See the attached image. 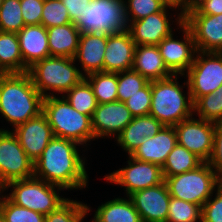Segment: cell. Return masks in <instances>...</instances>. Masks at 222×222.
Masks as SVG:
<instances>
[{
  "label": "cell",
  "instance_id": "6da1fadb",
  "mask_svg": "<svg viewBox=\"0 0 222 222\" xmlns=\"http://www.w3.org/2000/svg\"><path fill=\"white\" fill-rule=\"evenodd\" d=\"M77 146L80 144L73 140L53 137L35 161L33 177L68 191L85 189L89 182L87 160Z\"/></svg>",
  "mask_w": 222,
  "mask_h": 222
},
{
  "label": "cell",
  "instance_id": "7a4b0ae2",
  "mask_svg": "<svg viewBox=\"0 0 222 222\" xmlns=\"http://www.w3.org/2000/svg\"><path fill=\"white\" fill-rule=\"evenodd\" d=\"M43 98L27 72L0 77V114L13 129L43 111Z\"/></svg>",
  "mask_w": 222,
  "mask_h": 222
},
{
  "label": "cell",
  "instance_id": "3957f363",
  "mask_svg": "<svg viewBox=\"0 0 222 222\" xmlns=\"http://www.w3.org/2000/svg\"><path fill=\"white\" fill-rule=\"evenodd\" d=\"M179 74L151 81V109L149 115L164 126H175L182 120L194 116L193 101L187 80L183 85L177 81ZM183 86H187V95Z\"/></svg>",
  "mask_w": 222,
  "mask_h": 222
},
{
  "label": "cell",
  "instance_id": "277c9868",
  "mask_svg": "<svg viewBox=\"0 0 222 222\" xmlns=\"http://www.w3.org/2000/svg\"><path fill=\"white\" fill-rule=\"evenodd\" d=\"M61 97L43 98L42 112L47 116L54 137L73 140L81 146L88 145L90 141L95 140L91 117L81 114L63 95Z\"/></svg>",
  "mask_w": 222,
  "mask_h": 222
},
{
  "label": "cell",
  "instance_id": "5b68a950",
  "mask_svg": "<svg viewBox=\"0 0 222 222\" xmlns=\"http://www.w3.org/2000/svg\"><path fill=\"white\" fill-rule=\"evenodd\" d=\"M74 64L73 58L50 56L34 63L27 73L43 97L55 96L57 93V96L59 93L62 96L84 78L82 70Z\"/></svg>",
  "mask_w": 222,
  "mask_h": 222
},
{
  "label": "cell",
  "instance_id": "8992f818",
  "mask_svg": "<svg viewBox=\"0 0 222 222\" xmlns=\"http://www.w3.org/2000/svg\"><path fill=\"white\" fill-rule=\"evenodd\" d=\"M8 189L11 192L5 196L12 203L43 215L57 210L68 200V198L60 196L59 192L64 189L35 177L11 181L0 191L3 193Z\"/></svg>",
  "mask_w": 222,
  "mask_h": 222
},
{
  "label": "cell",
  "instance_id": "52a82bcc",
  "mask_svg": "<svg viewBox=\"0 0 222 222\" xmlns=\"http://www.w3.org/2000/svg\"><path fill=\"white\" fill-rule=\"evenodd\" d=\"M164 181L171 197L199 206H203L222 183L208 162H203L194 170L166 177Z\"/></svg>",
  "mask_w": 222,
  "mask_h": 222
},
{
  "label": "cell",
  "instance_id": "ba28073f",
  "mask_svg": "<svg viewBox=\"0 0 222 222\" xmlns=\"http://www.w3.org/2000/svg\"><path fill=\"white\" fill-rule=\"evenodd\" d=\"M75 25L81 34L109 35L126 31L124 0H92Z\"/></svg>",
  "mask_w": 222,
  "mask_h": 222
},
{
  "label": "cell",
  "instance_id": "9c48e42d",
  "mask_svg": "<svg viewBox=\"0 0 222 222\" xmlns=\"http://www.w3.org/2000/svg\"><path fill=\"white\" fill-rule=\"evenodd\" d=\"M193 103L215 92L222 85V53L197 51L194 62L185 73Z\"/></svg>",
  "mask_w": 222,
  "mask_h": 222
},
{
  "label": "cell",
  "instance_id": "30bf717a",
  "mask_svg": "<svg viewBox=\"0 0 222 222\" xmlns=\"http://www.w3.org/2000/svg\"><path fill=\"white\" fill-rule=\"evenodd\" d=\"M34 163L27 156L17 137L10 130L0 131V190L14 180L29 179Z\"/></svg>",
  "mask_w": 222,
  "mask_h": 222
},
{
  "label": "cell",
  "instance_id": "8fae6325",
  "mask_svg": "<svg viewBox=\"0 0 222 222\" xmlns=\"http://www.w3.org/2000/svg\"><path fill=\"white\" fill-rule=\"evenodd\" d=\"M176 25L183 33V40L174 39V32L165 37L158 45L165 65L173 74L185 75L194 62L197 49L190 28L183 22V12L177 13Z\"/></svg>",
  "mask_w": 222,
  "mask_h": 222
},
{
  "label": "cell",
  "instance_id": "7c38bea8",
  "mask_svg": "<svg viewBox=\"0 0 222 222\" xmlns=\"http://www.w3.org/2000/svg\"><path fill=\"white\" fill-rule=\"evenodd\" d=\"M128 165L114 170L104 177L108 183L124 187L126 197L132 193L156 186L164 181L162 168L159 165L139 161L128 155Z\"/></svg>",
  "mask_w": 222,
  "mask_h": 222
},
{
  "label": "cell",
  "instance_id": "4fadbf2b",
  "mask_svg": "<svg viewBox=\"0 0 222 222\" xmlns=\"http://www.w3.org/2000/svg\"><path fill=\"white\" fill-rule=\"evenodd\" d=\"M177 143L208 162L213 152L215 123L191 116L174 126Z\"/></svg>",
  "mask_w": 222,
  "mask_h": 222
},
{
  "label": "cell",
  "instance_id": "5bb4252c",
  "mask_svg": "<svg viewBox=\"0 0 222 222\" xmlns=\"http://www.w3.org/2000/svg\"><path fill=\"white\" fill-rule=\"evenodd\" d=\"M169 7V8H168ZM176 9L183 12V7L180 4H168L161 12L150 14L149 16L137 21H132L128 25L133 41L138 45H158L165 37H168L173 32V22L167 13L169 10ZM174 9V10H173ZM169 16V17H168Z\"/></svg>",
  "mask_w": 222,
  "mask_h": 222
},
{
  "label": "cell",
  "instance_id": "9a60e30c",
  "mask_svg": "<svg viewBox=\"0 0 222 222\" xmlns=\"http://www.w3.org/2000/svg\"><path fill=\"white\" fill-rule=\"evenodd\" d=\"M183 22L192 31L197 51L222 53V14H183Z\"/></svg>",
  "mask_w": 222,
  "mask_h": 222
},
{
  "label": "cell",
  "instance_id": "2e32d148",
  "mask_svg": "<svg viewBox=\"0 0 222 222\" xmlns=\"http://www.w3.org/2000/svg\"><path fill=\"white\" fill-rule=\"evenodd\" d=\"M129 198L138 211L142 222H166L168 217L169 194L165 181L132 193Z\"/></svg>",
  "mask_w": 222,
  "mask_h": 222
},
{
  "label": "cell",
  "instance_id": "e0dca14e",
  "mask_svg": "<svg viewBox=\"0 0 222 222\" xmlns=\"http://www.w3.org/2000/svg\"><path fill=\"white\" fill-rule=\"evenodd\" d=\"M11 131L17 137L19 144L33 163L40 157L43 150L54 137L47 116L43 112L18 125Z\"/></svg>",
  "mask_w": 222,
  "mask_h": 222
},
{
  "label": "cell",
  "instance_id": "ac0fdd59",
  "mask_svg": "<svg viewBox=\"0 0 222 222\" xmlns=\"http://www.w3.org/2000/svg\"><path fill=\"white\" fill-rule=\"evenodd\" d=\"M133 118L124 102L98 104L91 118L95 139L117 137Z\"/></svg>",
  "mask_w": 222,
  "mask_h": 222
},
{
  "label": "cell",
  "instance_id": "d6986e66",
  "mask_svg": "<svg viewBox=\"0 0 222 222\" xmlns=\"http://www.w3.org/2000/svg\"><path fill=\"white\" fill-rule=\"evenodd\" d=\"M136 43L128 30L107 34L104 72L118 73L132 69Z\"/></svg>",
  "mask_w": 222,
  "mask_h": 222
},
{
  "label": "cell",
  "instance_id": "ffe728a7",
  "mask_svg": "<svg viewBox=\"0 0 222 222\" xmlns=\"http://www.w3.org/2000/svg\"><path fill=\"white\" fill-rule=\"evenodd\" d=\"M177 144V134L173 126H163L152 137L145 138L144 142L130 155L133 158L150 162L163 167L167 156Z\"/></svg>",
  "mask_w": 222,
  "mask_h": 222
},
{
  "label": "cell",
  "instance_id": "44dd1931",
  "mask_svg": "<svg viewBox=\"0 0 222 222\" xmlns=\"http://www.w3.org/2000/svg\"><path fill=\"white\" fill-rule=\"evenodd\" d=\"M107 45V34L82 33L74 56L75 62L80 63L86 77L96 72H104V54Z\"/></svg>",
  "mask_w": 222,
  "mask_h": 222
},
{
  "label": "cell",
  "instance_id": "7402d4cb",
  "mask_svg": "<svg viewBox=\"0 0 222 222\" xmlns=\"http://www.w3.org/2000/svg\"><path fill=\"white\" fill-rule=\"evenodd\" d=\"M24 62V73L34 63L50 57L47 29L42 25H26L17 32Z\"/></svg>",
  "mask_w": 222,
  "mask_h": 222
},
{
  "label": "cell",
  "instance_id": "603a6c76",
  "mask_svg": "<svg viewBox=\"0 0 222 222\" xmlns=\"http://www.w3.org/2000/svg\"><path fill=\"white\" fill-rule=\"evenodd\" d=\"M164 125L152 115L134 117L115 137L117 145L131 155L145 140L157 134Z\"/></svg>",
  "mask_w": 222,
  "mask_h": 222
},
{
  "label": "cell",
  "instance_id": "cb8c5ba5",
  "mask_svg": "<svg viewBox=\"0 0 222 222\" xmlns=\"http://www.w3.org/2000/svg\"><path fill=\"white\" fill-rule=\"evenodd\" d=\"M132 69L148 81L160 80L173 75L165 65L156 45L136 46Z\"/></svg>",
  "mask_w": 222,
  "mask_h": 222
},
{
  "label": "cell",
  "instance_id": "d4e9b609",
  "mask_svg": "<svg viewBox=\"0 0 222 222\" xmlns=\"http://www.w3.org/2000/svg\"><path fill=\"white\" fill-rule=\"evenodd\" d=\"M46 29L50 56L74 58L81 35L75 23Z\"/></svg>",
  "mask_w": 222,
  "mask_h": 222
},
{
  "label": "cell",
  "instance_id": "484cf974",
  "mask_svg": "<svg viewBox=\"0 0 222 222\" xmlns=\"http://www.w3.org/2000/svg\"><path fill=\"white\" fill-rule=\"evenodd\" d=\"M127 198L117 197L102 203L94 217L100 222H142L133 202Z\"/></svg>",
  "mask_w": 222,
  "mask_h": 222
},
{
  "label": "cell",
  "instance_id": "4316f807",
  "mask_svg": "<svg viewBox=\"0 0 222 222\" xmlns=\"http://www.w3.org/2000/svg\"><path fill=\"white\" fill-rule=\"evenodd\" d=\"M0 69L5 73H24V62L17 33L0 31Z\"/></svg>",
  "mask_w": 222,
  "mask_h": 222
},
{
  "label": "cell",
  "instance_id": "83f0119b",
  "mask_svg": "<svg viewBox=\"0 0 222 222\" xmlns=\"http://www.w3.org/2000/svg\"><path fill=\"white\" fill-rule=\"evenodd\" d=\"M203 161L180 144H176L162 167L163 178L176 176L200 166Z\"/></svg>",
  "mask_w": 222,
  "mask_h": 222
},
{
  "label": "cell",
  "instance_id": "f1b7e54d",
  "mask_svg": "<svg viewBox=\"0 0 222 222\" xmlns=\"http://www.w3.org/2000/svg\"><path fill=\"white\" fill-rule=\"evenodd\" d=\"M84 78L89 82L98 104L118 101L117 73L96 72Z\"/></svg>",
  "mask_w": 222,
  "mask_h": 222
},
{
  "label": "cell",
  "instance_id": "f546056e",
  "mask_svg": "<svg viewBox=\"0 0 222 222\" xmlns=\"http://www.w3.org/2000/svg\"><path fill=\"white\" fill-rule=\"evenodd\" d=\"M63 96L75 110L92 118L98 103L89 82L85 78Z\"/></svg>",
  "mask_w": 222,
  "mask_h": 222
},
{
  "label": "cell",
  "instance_id": "4dcf8cb0",
  "mask_svg": "<svg viewBox=\"0 0 222 222\" xmlns=\"http://www.w3.org/2000/svg\"><path fill=\"white\" fill-rule=\"evenodd\" d=\"M91 207L77 200H67L57 210L45 215V222H82Z\"/></svg>",
  "mask_w": 222,
  "mask_h": 222
},
{
  "label": "cell",
  "instance_id": "1f68e13d",
  "mask_svg": "<svg viewBox=\"0 0 222 222\" xmlns=\"http://www.w3.org/2000/svg\"><path fill=\"white\" fill-rule=\"evenodd\" d=\"M0 191V215L5 222H45V215L12 203Z\"/></svg>",
  "mask_w": 222,
  "mask_h": 222
},
{
  "label": "cell",
  "instance_id": "d6a6232c",
  "mask_svg": "<svg viewBox=\"0 0 222 222\" xmlns=\"http://www.w3.org/2000/svg\"><path fill=\"white\" fill-rule=\"evenodd\" d=\"M166 222H202V206L171 197Z\"/></svg>",
  "mask_w": 222,
  "mask_h": 222
},
{
  "label": "cell",
  "instance_id": "836d02e7",
  "mask_svg": "<svg viewBox=\"0 0 222 222\" xmlns=\"http://www.w3.org/2000/svg\"><path fill=\"white\" fill-rule=\"evenodd\" d=\"M167 5L164 0H124L127 24L161 12Z\"/></svg>",
  "mask_w": 222,
  "mask_h": 222
},
{
  "label": "cell",
  "instance_id": "e575fe53",
  "mask_svg": "<svg viewBox=\"0 0 222 222\" xmlns=\"http://www.w3.org/2000/svg\"><path fill=\"white\" fill-rule=\"evenodd\" d=\"M24 26L20 0H3L0 7V31L17 33Z\"/></svg>",
  "mask_w": 222,
  "mask_h": 222
},
{
  "label": "cell",
  "instance_id": "d590c367",
  "mask_svg": "<svg viewBox=\"0 0 222 222\" xmlns=\"http://www.w3.org/2000/svg\"><path fill=\"white\" fill-rule=\"evenodd\" d=\"M117 97L118 101L125 102L129 97L138 93L149 81L133 69L117 73Z\"/></svg>",
  "mask_w": 222,
  "mask_h": 222
},
{
  "label": "cell",
  "instance_id": "8d00e7d4",
  "mask_svg": "<svg viewBox=\"0 0 222 222\" xmlns=\"http://www.w3.org/2000/svg\"><path fill=\"white\" fill-rule=\"evenodd\" d=\"M194 114L213 123L222 122V100L214 92L199 97L194 103Z\"/></svg>",
  "mask_w": 222,
  "mask_h": 222
},
{
  "label": "cell",
  "instance_id": "74e56055",
  "mask_svg": "<svg viewBox=\"0 0 222 222\" xmlns=\"http://www.w3.org/2000/svg\"><path fill=\"white\" fill-rule=\"evenodd\" d=\"M72 23L66 6L61 0H45L42 10L41 24L45 28Z\"/></svg>",
  "mask_w": 222,
  "mask_h": 222
},
{
  "label": "cell",
  "instance_id": "f35d334b",
  "mask_svg": "<svg viewBox=\"0 0 222 222\" xmlns=\"http://www.w3.org/2000/svg\"><path fill=\"white\" fill-rule=\"evenodd\" d=\"M151 99V81H149L124 103L134 117L146 116L151 109Z\"/></svg>",
  "mask_w": 222,
  "mask_h": 222
},
{
  "label": "cell",
  "instance_id": "ab89813d",
  "mask_svg": "<svg viewBox=\"0 0 222 222\" xmlns=\"http://www.w3.org/2000/svg\"><path fill=\"white\" fill-rule=\"evenodd\" d=\"M202 206V222H222V183Z\"/></svg>",
  "mask_w": 222,
  "mask_h": 222
},
{
  "label": "cell",
  "instance_id": "60d3db41",
  "mask_svg": "<svg viewBox=\"0 0 222 222\" xmlns=\"http://www.w3.org/2000/svg\"><path fill=\"white\" fill-rule=\"evenodd\" d=\"M44 1L45 0H20L21 13L25 26L41 24Z\"/></svg>",
  "mask_w": 222,
  "mask_h": 222
},
{
  "label": "cell",
  "instance_id": "b9f144b4",
  "mask_svg": "<svg viewBox=\"0 0 222 222\" xmlns=\"http://www.w3.org/2000/svg\"><path fill=\"white\" fill-rule=\"evenodd\" d=\"M183 14H222V0H194L184 7Z\"/></svg>",
  "mask_w": 222,
  "mask_h": 222
},
{
  "label": "cell",
  "instance_id": "7bdbcfd3",
  "mask_svg": "<svg viewBox=\"0 0 222 222\" xmlns=\"http://www.w3.org/2000/svg\"><path fill=\"white\" fill-rule=\"evenodd\" d=\"M208 164L222 181V122L215 123L213 152Z\"/></svg>",
  "mask_w": 222,
  "mask_h": 222
},
{
  "label": "cell",
  "instance_id": "ee69618b",
  "mask_svg": "<svg viewBox=\"0 0 222 222\" xmlns=\"http://www.w3.org/2000/svg\"><path fill=\"white\" fill-rule=\"evenodd\" d=\"M92 0H61L66 6L72 23H76Z\"/></svg>",
  "mask_w": 222,
  "mask_h": 222
},
{
  "label": "cell",
  "instance_id": "f6af8a7d",
  "mask_svg": "<svg viewBox=\"0 0 222 222\" xmlns=\"http://www.w3.org/2000/svg\"><path fill=\"white\" fill-rule=\"evenodd\" d=\"M183 8L190 5L194 0H176Z\"/></svg>",
  "mask_w": 222,
  "mask_h": 222
},
{
  "label": "cell",
  "instance_id": "bcb514c9",
  "mask_svg": "<svg viewBox=\"0 0 222 222\" xmlns=\"http://www.w3.org/2000/svg\"><path fill=\"white\" fill-rule=\"evenodd\" d=\"M214 93L222 100V85Z\"/></svg>",
  "mask_w": 222,
  "mask_h": 222
},
{
  "label": "cell",
  "instance_id": "7dc6e473",
  "mask_svg": "<svg viewBox=\"0 0 222 222\" xmlns=\"http://www.w3.org/2000/svg\"><path fill=\"white\" fill-rule=\"evenodd\" d=\"M167 4H179L176 0H164Z\"/></svg>",
  "mask_w": 222,
  "mask_h": 222
},
{
  "label": "cell",
  "instance_id": "c3c4849f",
  "mask_svg": "<svg viewBox=\"0 0 222 222\" xmlns=\"http://www.w3.org/2000/svg\"><path fill=\"white\" fill-rule=\"evenodd\" d=\"M90 222H100V221H98L95 217H93V219Z\"/></svg>",
  "mask_w": 222,
  "mask_h": 222
},
{
  "label": "cell",
  "instance_id": "681fc988",
  "mask_svg": "<svg viewBox=\"0 0 222 222\" xmlns=\"http://www.w3.org/2000/svg\"><path fill=\"white\" fill-rule=\"evenodd\" d=\"M5 73L0 69V77L2 76V75H4Z\"/></svg>",
  "mask_w": 222,
  "mask_h": 222
},
{
  "label": "cell",
  "instance_id": "f907efd6",
  "mask_svg": "<svg viewBox=\"0 0 222 222\" xmlns=\"http://www.w3.org/2000/svg\"><path fill=\"white\" fill-rule=\"evenodd\" d=\"M0 222H5V220L0 215Z\"/></svg>",
  "mask_w": 222,
  "mask_h": 222
}]
</instances>
